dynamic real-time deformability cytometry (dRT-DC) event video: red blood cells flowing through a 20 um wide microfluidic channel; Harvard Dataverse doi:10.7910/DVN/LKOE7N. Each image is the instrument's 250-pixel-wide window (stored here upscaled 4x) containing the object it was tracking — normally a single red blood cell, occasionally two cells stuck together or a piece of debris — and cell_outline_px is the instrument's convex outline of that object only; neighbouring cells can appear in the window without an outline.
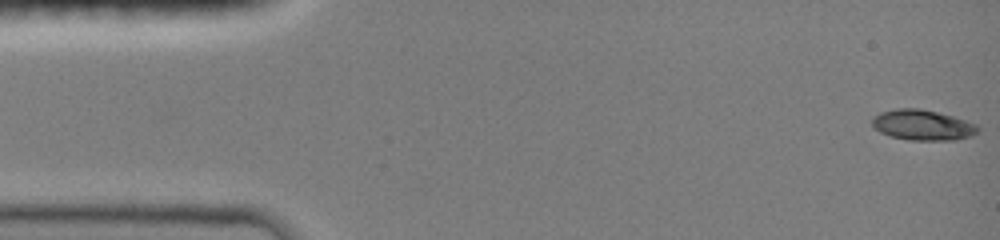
{"species": "common noctule bat (a hibernating species)", "species_latin": "Nyctalus noctula", "temperature_condition": "room temperature", "stored_images_in_passage": 25, "camera_frame_rate_fps": 3000, "um_per_image_px": 0.085, "animal": {"sex": "female", "body_mass_g": 19.0, "forearm_length_mm": 51.5}, "frame": {"image": 1, "passage_image": 1, "time_ms": 0.0, "image_size_px": [1000, 240], "cell_outline_px": [[980, 128], [972, 136], [956, 140], [908, 140], [892, 136], [880, 132], [872, 124], [872, 116], [880, 112], [896, 108], [920, 108], [952, 116], [976, 124]], "centroid_in_image_um": [78.41, 10.62], "position_along_channel_um": 6.6, "area_um2": 18.73}}
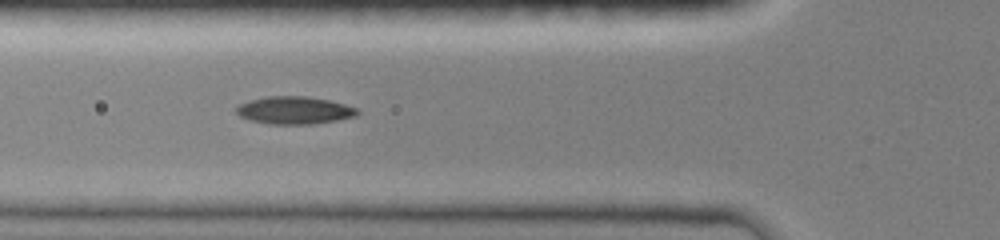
{"frame": {"image": 2, "passage_image": 15, "time_ms": 4.667, "image_size_px": [1000, 240], "cell_outline_px": [[360, 112], [356, 116], [336, 120], [312, 124], [268, 124], [248, 120], [240, 116], [236, 112], [236, 108], [240, 104], [248, 100], [268, 96], [308, 96], [328, 100], [344, 104], [356, 108]], "centroid_in_image_um": [25.0, 9.37], "position_along_channel_um": 100.8, "area_um2": 19.48}}
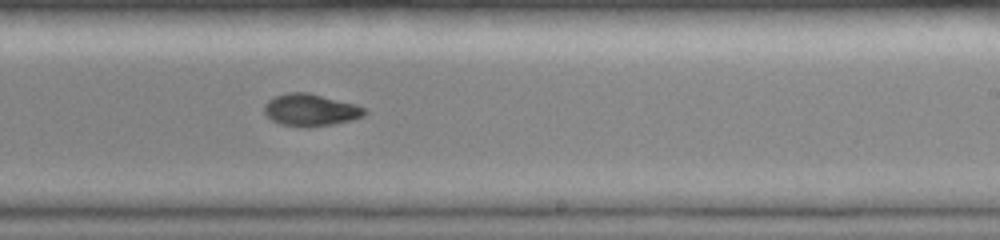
{"frame": {"image": 3, "passage_image": 25, "time_ms": 8.0, "image_size_px": [1000, 240], "cell_outline_px": [[368, 112], [364, 116], [352, 120], [332, 124], [280, 124], [272, 120], [264, 112], [264, 104], [268, 100], [276, 96], [288, 92], [308, 92], [356, 104], [364, 108]], "centroid_in_image_um": [26.42, 9.3], "position_along_channel_um": 262.6, "area_um2": 18.15}}